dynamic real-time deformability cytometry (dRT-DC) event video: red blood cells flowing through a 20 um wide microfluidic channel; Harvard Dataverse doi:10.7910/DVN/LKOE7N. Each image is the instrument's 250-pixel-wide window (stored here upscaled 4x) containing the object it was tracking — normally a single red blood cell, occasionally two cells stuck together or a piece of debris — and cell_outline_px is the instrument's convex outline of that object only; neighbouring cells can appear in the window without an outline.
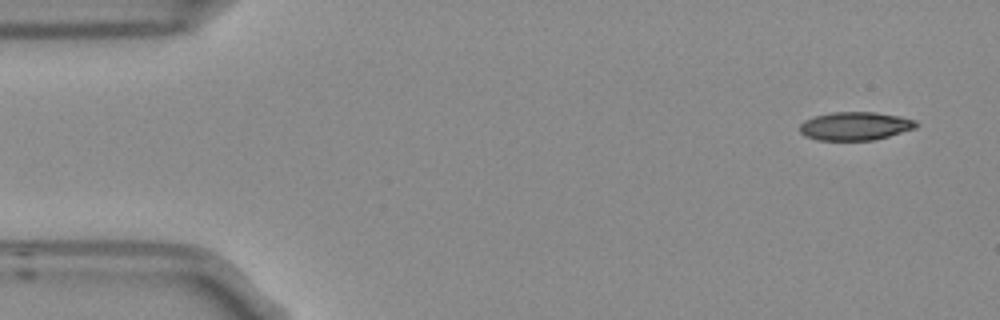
{"species": "Egyptian fruit bat (a non-hibernating species)", "species_latin": "Rousettus aegyptiacus", "temperature_condition": "room temperature", "stored_images_in_passage": 4, "camera_frame_rate_fps": 3000, "um_per_image_px": 0.085, "frame": {"image": 1, "passage_image": 1, "time_ms": 0.0, "image_size_px": [1000, 320], "cell_outline_px": [[920, 124], [916, 128], [888, 136], [872, 140], [816, 140], [804, 136], [800, 132], [800, 124], [804, 120], [816, 116], [832, 112], [876, 112], [900, 116], [916, 120]], "centroid_in_image_um": [72.7, 10.71], "position_along_channel_um": 12.3, "area_um2": 19.31}}
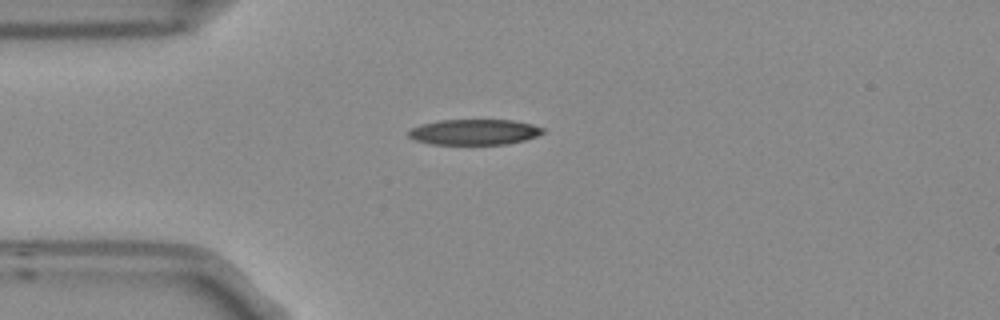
{"frame": {"image": 2, "passage_image": 4, "time_ms": 1.0, "image_size_px": [1000, 320], "cell_outline_px": [[544, 132], [536, 136], [524, 140], [508, 144], [428, 144], [412, 140], [408, 136], [408, 132], [412, 128], [424, 124], [440, 120], [512, 120], [532, 124], [544, 128]], "centroid_in_image_um": [40.3, 11.23], "position_along_channel_um": 44.7, "area_um2": 20.0}}